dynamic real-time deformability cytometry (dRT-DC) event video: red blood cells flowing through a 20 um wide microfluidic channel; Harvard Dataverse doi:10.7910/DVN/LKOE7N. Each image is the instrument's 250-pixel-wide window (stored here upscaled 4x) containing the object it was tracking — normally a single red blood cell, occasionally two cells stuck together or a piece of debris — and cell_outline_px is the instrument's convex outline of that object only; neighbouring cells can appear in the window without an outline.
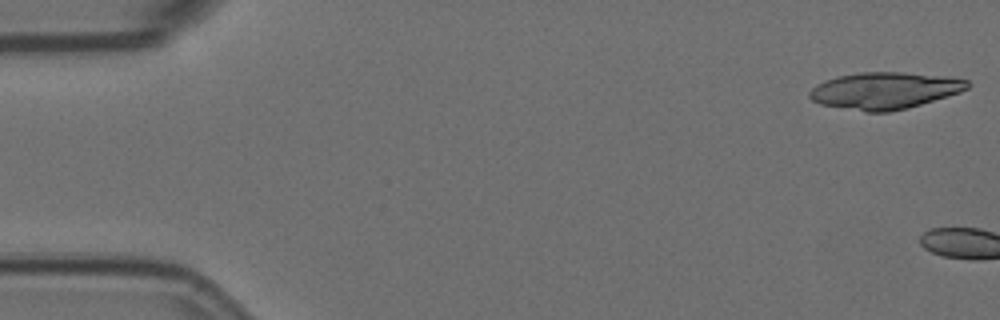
{"species": "Egyptian fruit bat (a non-hibernating species)", "species_latin": "Rousettus aegyptiacus", "temperature_condition": "room temperature", "stored_images_in_passage": 4, "camera_frame_rate_fps": 3000, "um_per_image_px": 0.085, "animal": {"sex": "female"}, "frame": {"image": 1, "passage_image": 1, "time_ms": 0.0, "image_size_px": [1000, 320], "cell_outline_px": [[972, 84], [968, 88], [960, 92], [908, 108], [888, 112], [864, 112], [820, 104], [812, 100], [808, 96], [808, 92], [816, 84], [824, 80], [836, 76], [860, 72], [900, 72], [940, 76], [968, 80]], "centroid_in_image_um": [75.15, 7.7], "position_along_channel_um": 9.9, "area_um2": 33.87}}